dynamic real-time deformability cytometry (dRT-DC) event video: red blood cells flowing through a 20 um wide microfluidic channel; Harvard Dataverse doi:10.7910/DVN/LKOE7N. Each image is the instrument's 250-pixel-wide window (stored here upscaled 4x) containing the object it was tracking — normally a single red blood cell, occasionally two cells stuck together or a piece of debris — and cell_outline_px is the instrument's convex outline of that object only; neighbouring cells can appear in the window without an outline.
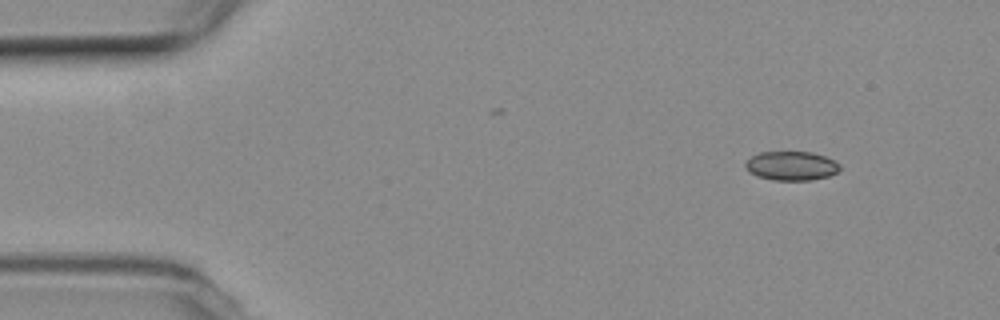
{"species": "common noctule bat (a hibernating species)", "species_latin": "Nyctalus noctula", "temperature_condition": "room temperature", "stored_images_in_passage": 3, "camera_frame_rate_fps": 3000, "um_per_image_px": 0.085, "animal": {"sex": "female", "body_mass_g": 19.3, "forearm_length_mm": 54.1}, "frame": {"image": 1, "passage_image": 1, "time_ms": 0.0, "image_size_px": [1000, 320], "cell_outline_px": [[840, 168], [836, 172], [828, 176], [812, 180], [772, 180], [756, 176], [748, 172], [744, 164], [752, 156], [760, 152], [812, 152], [836, 160], [840, 164]], "centroid_in_image_um": [67.26, 14.1], "position_along_channel_um": 17.7, "area_um2": 16.07}}
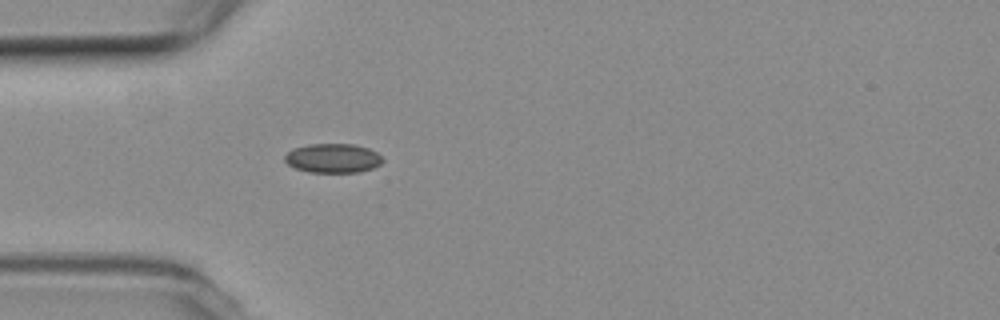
{"frame": {"image": 2, "passage_image": 3, "time_ms": 0.667, "image_size_px": [1000, 320], "cell_outline_px": [[384, 160], [380, 164], [372, 168], [360, 172], [308, 172], [296, 168], [288, 164], [284, 160], [284, 156], [292, 148], [308, 144], [356, 144], [368, 148], [376, 152]], "centroid_in_image_um": [28.28, 13.44], "position_along_channel_um": 56.7, "area_um2": 16.7}}